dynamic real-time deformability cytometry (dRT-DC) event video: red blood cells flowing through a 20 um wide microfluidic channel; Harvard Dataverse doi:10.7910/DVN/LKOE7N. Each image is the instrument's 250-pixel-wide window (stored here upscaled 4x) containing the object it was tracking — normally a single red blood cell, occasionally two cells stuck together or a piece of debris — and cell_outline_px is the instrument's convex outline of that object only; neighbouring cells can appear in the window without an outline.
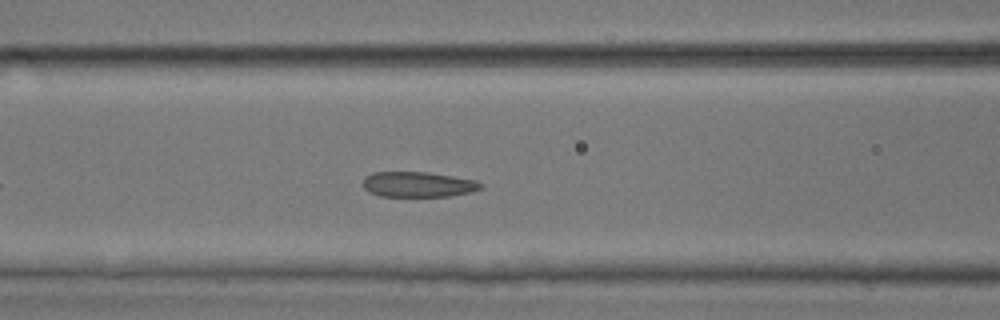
{"species": "common noctule bat (a hibernating species)", "species_latin": "Nyctalus noctula", "temperature_condition": "room temperature", "stored_images_in_passage": 41, "camera_frame_rate_fps": 3000, "um_per_image_px": 0.085, "animal": {"sex": "male", "body_mass_g": 17.9, "forearm_length_mm": 54.2}, "frame": {"image": 1, "passage_image": 11, "time_ms": 3.333, "image_size_px": [1000, 320], "cell_outline_px": [[484, 184], [480, 188], [472, 192], [448, 196], [380, 196], [368, 192], [364, 188], [364, 176], [372, 172], [428, 172], [476, 180]], "centroid_in_image_um": [35.52, 15.67], "position_along_channel_um": 131.1, "area_um2": 17.4}}
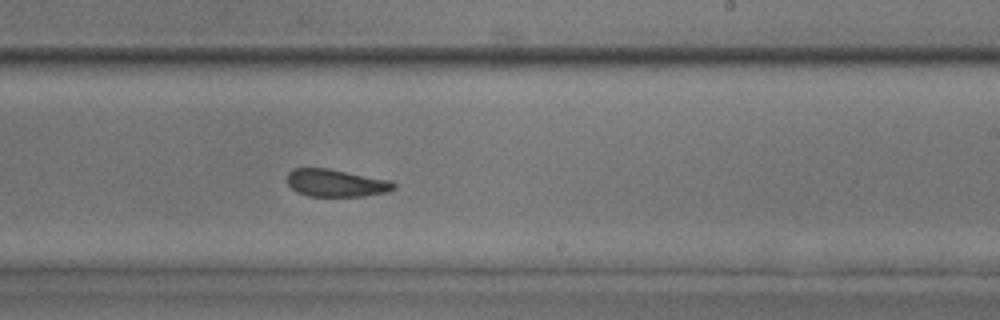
{"frame": {"image": 2, "passage_image": 21, "time_ms": 6.667, "image_size_px": [1000, 320], "cell_outline_px": [[396, 188], [384, 192], [364, 196], [308, 196], [296, 192], [288, 184], [288, 172], [292, 168], [328, 168], [392, 180], [396, 184]], "centroid_in_image_um": [28.56, 15.55], "position_along_channel_um": 260.4, "area_um2": 17.17}}
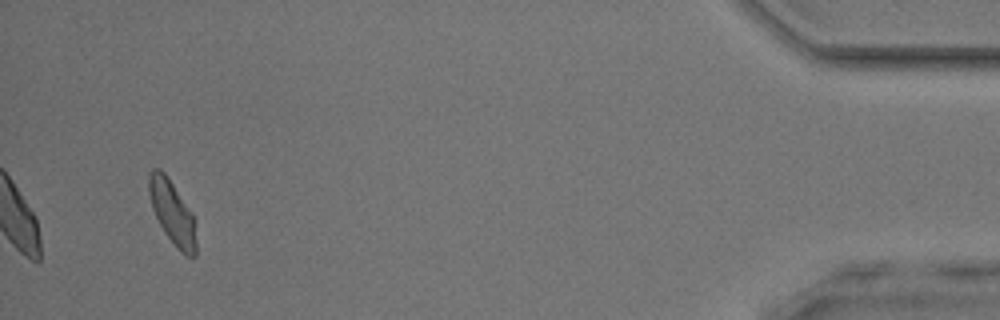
{"frame": {"image": 3, "passage_image": 39, "time_ms": 12.667, "image_size_px": [1000, 320], "cell_outline_px": [[196, 256], [188, 256], [180, 252], [176, 248], [164, 232], [152, 208], [148, 192], [148, 172], [152, 168], [160, 168], [164, 172], [196, 220]], "centroid_in_image_um": [14.64, 18.07], "position_along_channel_um": 420.6, "area_um2": 17.51}, "authors_computed_cell_mechanics": {"area_um2": 17.5134, "velocity_mm_per_s": 3.9063, "shape_relaxation_time_tau1_ms": 4.108, "shape_relaxation_time_tau2_ms": 2.3623, "deformation_change_tau1": 0.1021, "deformation_change_tau2": 0.1057}}